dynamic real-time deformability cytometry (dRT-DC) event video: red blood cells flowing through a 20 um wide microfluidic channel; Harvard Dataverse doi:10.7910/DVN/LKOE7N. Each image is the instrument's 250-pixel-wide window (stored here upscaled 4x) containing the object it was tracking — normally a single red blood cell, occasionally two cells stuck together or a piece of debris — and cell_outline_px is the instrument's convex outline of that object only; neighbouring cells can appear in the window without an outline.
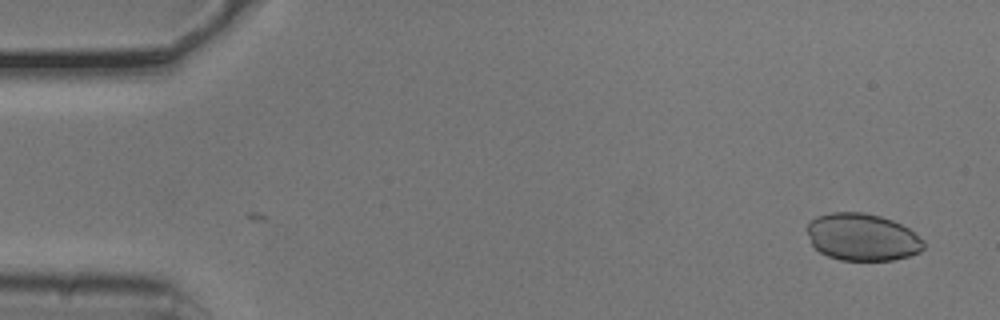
{"species": "common noctule bat (a hibernating species)", "species_latin": "Nyctalus noctula", "temperature_condition": "cold", "stored_images_in_passage": 51, "camera_frame_rate_fps": 3000, "um_per_image_px": 0.085, "animal": {"sex": "male", "body_mass_g": 20.5, "forearm_length_mm": 52.5}, "frame": {"image": 1, "passage_image": 1, "time_ms": 0.0, "image_size_px": [1000, 320], "cell_outline_px": [[924, 248], [920, 252], [908, 256], [892, 260], [840, 260], [828, 256], [820, 252], [812, 244], [808, 232], [808, 224], [816, 216], [832, 212], [864, 212], [880, 216], [892, 220], [908, 228], [924, 240]], "centroid_in_image_um": [73.31, 20.15], "position_along_channel_um": 11.7, "area_um2": 31.96}}